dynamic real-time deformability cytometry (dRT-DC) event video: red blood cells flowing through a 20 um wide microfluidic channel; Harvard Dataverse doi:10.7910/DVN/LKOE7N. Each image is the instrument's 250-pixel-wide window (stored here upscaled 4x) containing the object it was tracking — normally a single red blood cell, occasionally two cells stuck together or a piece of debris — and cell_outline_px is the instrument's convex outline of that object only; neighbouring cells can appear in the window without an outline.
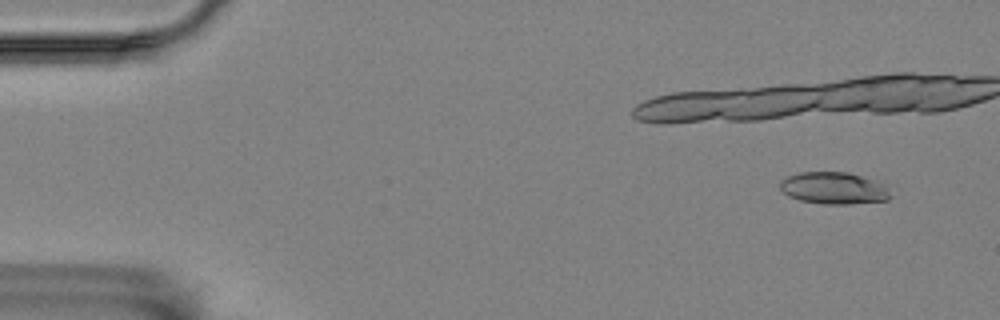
{"species": "Egyptian fruit bat (a non-hibernating species)", "species_latin": "Rousettus aegyptiacus", "temperature_condition": "room temperature", "stored_images_in_passage": 18, "camera_frame_rate_fps": 3000, "um_per_image_px": 0.085, "animal": {"sex": "female"}, "frame": {"image": 1, "passage_image": 3, "time_ms": 0.667, "image_size_px": [1000, 320], "cell_outline_px": [[892, 196], [888, 200], [848, 204], [824, 204], [800, 200], [788, 196], [780, 188], [780, 180], [788, 176], [800, 172], [848, 172], [884, 184]], "centroid_in_image_um": [70.86, 15.99], "position_along_channel_um": 14.1, "area_um2": 20.46}}